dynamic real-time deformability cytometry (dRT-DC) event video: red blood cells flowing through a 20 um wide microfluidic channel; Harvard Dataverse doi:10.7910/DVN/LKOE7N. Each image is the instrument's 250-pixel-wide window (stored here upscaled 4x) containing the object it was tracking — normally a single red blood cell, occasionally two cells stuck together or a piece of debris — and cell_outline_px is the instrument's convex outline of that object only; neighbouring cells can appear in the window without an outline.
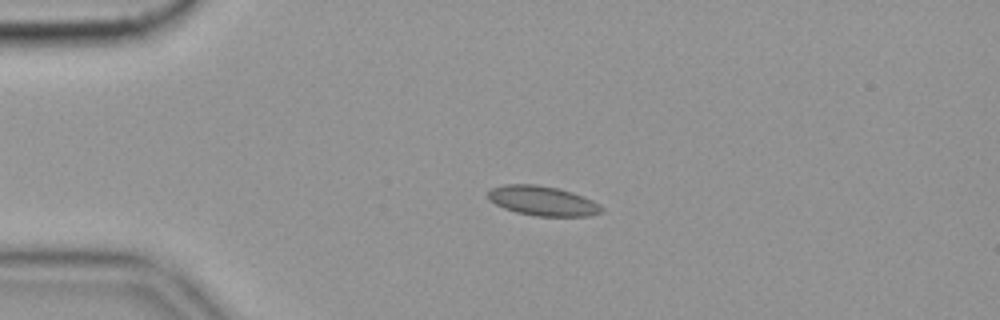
{"species": "common noctule bat (a hibernating species)", "species_latin": "Nyctalus noctula", "temperature_condition": "cold", "stored_images_in_passage": 45, "camera_frame_rate_fps": 3000, "um_per_image_px": 0.085, "animal": {"sex": "female", "body_mass_g": 19.9}, "frame": {"image": 1, "passage_image": 1, "time_ms": 0.0, "image_size_px": [1000, 320], "cell_outline_px": [[604, 212], [588, 216], [536, 216], [516, 212], [504, 208], [488, 200], [488, 192], [492, 188], [504, 184], [536, 184], [560, 188], [584, 196], [600, 204], [604, 208]], "centroid_in_image_um": [46.15, 17.07], "position_along_channel_um": 38.8, "area_um2": 19.83}, "authors_computed_cell_mechanics": {"area_um2": 18.3804, "velocity_mm_per_s": 3.522, "shape_relaxation_time_tau1_ms": 10.1549, "shape_relaxation_time_tau2_ms": 2.1615, "deformation_change_tau1": 0.1163, "deformation_change_tau2": 0.0683}}